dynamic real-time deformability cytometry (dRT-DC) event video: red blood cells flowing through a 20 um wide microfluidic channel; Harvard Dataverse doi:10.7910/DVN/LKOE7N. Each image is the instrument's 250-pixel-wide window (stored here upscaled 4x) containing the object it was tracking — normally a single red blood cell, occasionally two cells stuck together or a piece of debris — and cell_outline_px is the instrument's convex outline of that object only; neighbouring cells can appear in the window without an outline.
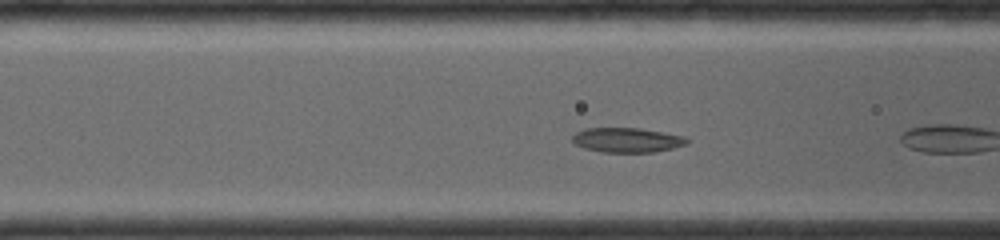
{"species": "common noctule bat (a hibernating species)", "species_latin": "Nyctalus noctula", "temperature_condition": "room temperature", "stored_images_in_passage": 11, "camera_frame_rate_fps": 4000, "um_per_image_px": 0.085, "animal": {"sex": "female", "body_mass_g": 19.0, "forearm_length_mm": 56.7}, "frame": {"image": 1, "passage_image": 5, "time_ms": 1.25, "image_size_px": [1000, 240], "cell_outline_px": [[692, 140], [684, 144], [672, 148], [652, 152], [600, 152], [584, 148], [576, 144], [572, 140], [572, 136], [576, 132], [584, 128], [640, 128], [684, 136]], "centroid_in_image_um": [53.28, 11.9], "position_along_channel_um": 113.3, "area_um2": 16.42}}